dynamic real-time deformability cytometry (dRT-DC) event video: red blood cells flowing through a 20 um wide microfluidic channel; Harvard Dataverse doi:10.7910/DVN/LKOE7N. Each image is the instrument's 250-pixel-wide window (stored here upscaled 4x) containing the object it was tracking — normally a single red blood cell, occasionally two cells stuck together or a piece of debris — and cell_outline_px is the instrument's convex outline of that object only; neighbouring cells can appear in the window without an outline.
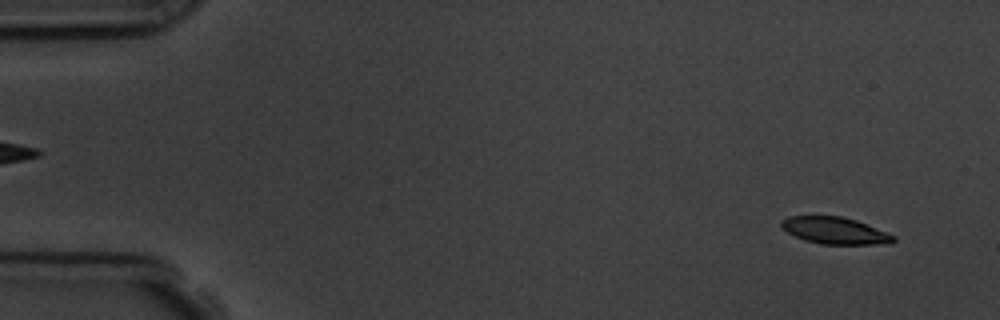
{"species": "common noctule bat (a hibernating species)", "species_latin": "Nyctalus noctula", "temperature_condition": "room temperature", "stored_images_in_passage": 10, "camera_frame_rate_fps": 3000, "um_per_image_px": 0.085, "animal": {"sex": "male", "body_mass_g": 19.5, "forearm_length_mm": 54.6}, "frame": {"image": 1, "passage_image": 1, "time_ms": 0.0, "image_size_px": [1000, 320], "cell_outline_px": [[896, 240], [892, 244], [820, 244], [804, 240], [788, 232], [780, 224], [780, 220], [788, 216], [840, 216], [856, 220], [896, 236]], "centroid_in_image_um": [70.99, 19.6], "position_along_channel_um": 14.0, "area_um2": 17.51}}
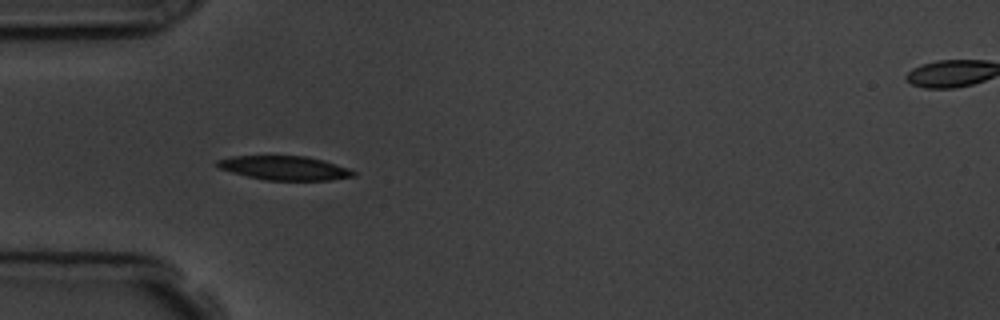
{"frame": {"image": 2, "passage_image": 5, "time_ms": 4.333, "image_size_px": [1000, 320], "cell_outline_px": [[356, 176], [328, 180], [264, 180], [232, 172], [220, 168], [216, 164], [216, 160], [232, 156], [308, 156], [324, 160], [348, 168], [356, 172]], "centroid_in_image_um": [24.21, 14.27], "position_along_channel_um": 60.8, "area_um2": 19.02}}
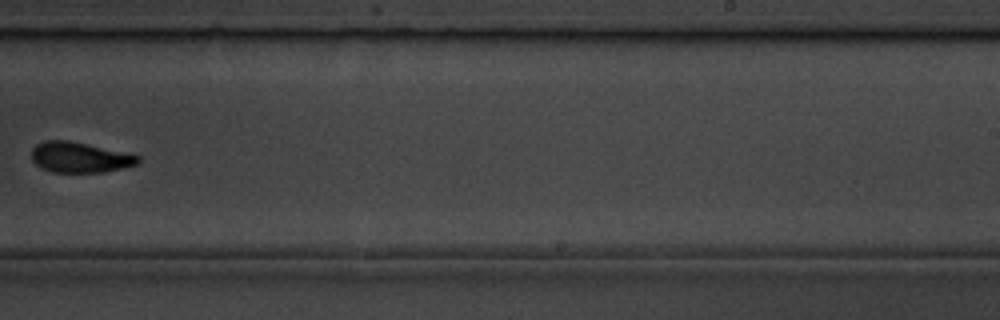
{"frame": {"image": 3, "passage_image": 10, "time_ms": 10.333, "image_size_px": [1000, 320], "cell_outline_px": [[140, 160], [136, 164], [124, 168], [104, 172], [52, 172], [36, 164], [32, 160], [32, 148], [36, 144], [44, 140], [68, 140], [132, 152], [140, 156]], "centroid_in_image_um": [6.84, 13.35], "position_along_channel_um": 282.2, "area_um2": 19.25}}